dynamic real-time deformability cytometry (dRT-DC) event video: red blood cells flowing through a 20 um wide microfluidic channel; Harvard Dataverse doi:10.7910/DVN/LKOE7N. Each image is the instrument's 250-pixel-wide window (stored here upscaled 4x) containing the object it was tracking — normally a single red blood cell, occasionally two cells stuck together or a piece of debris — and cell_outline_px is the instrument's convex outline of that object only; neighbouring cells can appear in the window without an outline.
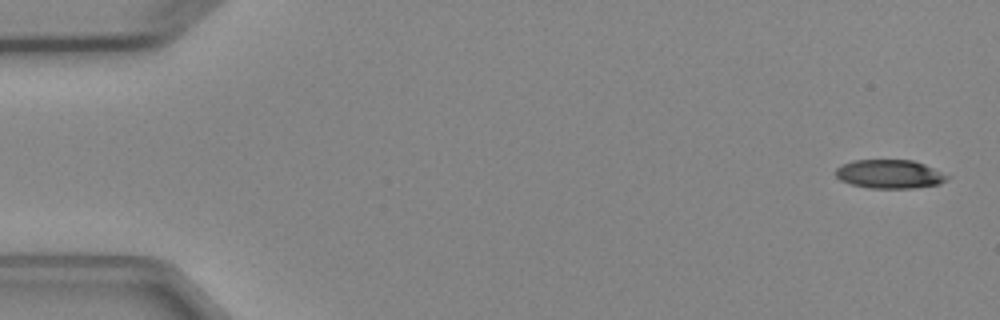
{"species": "Egyptian fruit bat (a non-hibernating species)", "species_latin": "Rousettus aegyptiacus", "temperature_condition": "cold", "stored_images_in_passage": 6, "camera_frame_rate_fps": 3000, "um_per_image_px": 0.085, "animal": {"sex": "female"}, "frame": {"image": 1, "passage_image": 1, "time_ms": 0.0, "image_size_px": [1000, 320], "cell_outline_px": [[952, 176], [948, 180], [940, 184], [916, 188], [868, 188], [852, 184], [840, 180], [836, 176], [836, 168], [840, 164], [852, 160], [912, 160], [924, 164]], "centroid_in_image_um": [75.64, 14.8], "position_along_channel_um": 9.4, "area_um2": 18.9}}
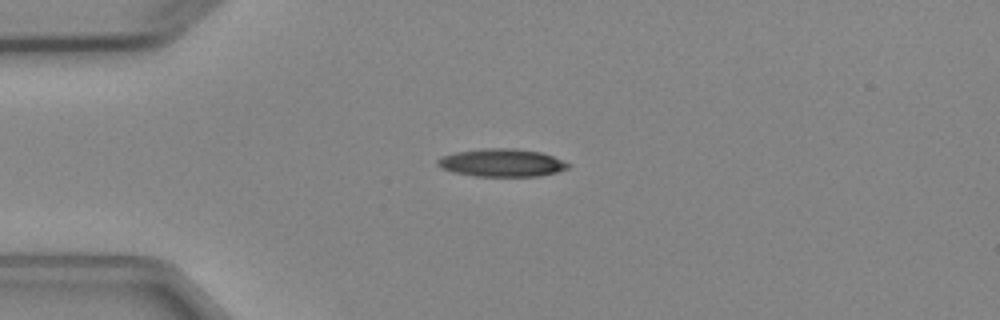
{"frame": {"image": 2, "passage_image": 4, "time_ms": 3.667, "image_size_px": [1000, 320], "cell_outline_px": [[572, 164], [568, 168], [556, 172], [540, 176], [476, 176], [452, 172], [440, 168], [436, 164], [436, 160], [440, 156], [456, 152], [484, 148], [516, 148], [540, 152], [552, 156]], "centroid_in_image_um": [42.62, 13.83], "position_along_channel_um": 42.4, "area_um2": 21.33}}